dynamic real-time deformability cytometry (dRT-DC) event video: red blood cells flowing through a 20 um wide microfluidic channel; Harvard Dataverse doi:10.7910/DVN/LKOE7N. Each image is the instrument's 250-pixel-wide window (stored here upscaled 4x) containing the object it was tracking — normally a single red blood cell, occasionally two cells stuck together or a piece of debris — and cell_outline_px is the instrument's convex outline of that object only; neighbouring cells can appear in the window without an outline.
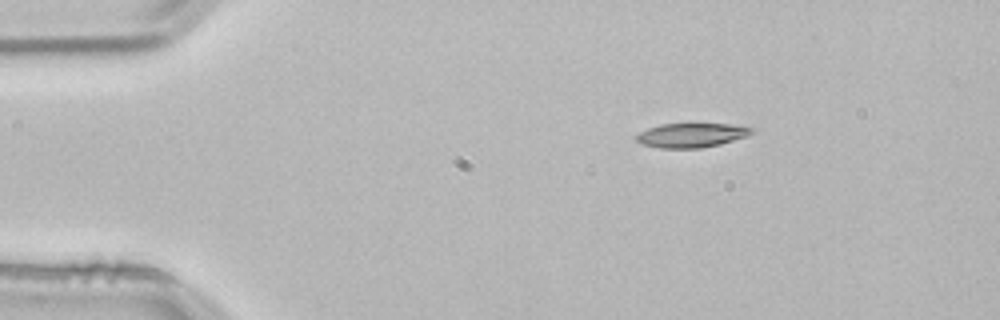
{"species": "common noctule bat (a hibernating species)", "species_latin": "Nyctalus noctula", "temperature_condition": "room temperature", "stored_images_in_passage": 2, "camera_frame_rate_fps": 3000, "um_per_image_px": 0.085, "animal": {"sex": "male", "body_mass_g": 21.5, "forearm_length_mm": 52.0}, "frame": {"image": 1, "passage_image": 1, "time_ms": 0.0, "image_size_px": [1000, 320], "cell_outline_px": [[752, 132], [748, 136], [720, 144], [700, 148], [660, 148], [640, 144], [636, 140], [636, 136], [640, 132], [648, 128], [660, 124], [732, 124], [752, 128]], "centroid_in_image_um": [58.74, 11.5], "position_along_channel_um": 26.3, "area_um2": 16.24}}